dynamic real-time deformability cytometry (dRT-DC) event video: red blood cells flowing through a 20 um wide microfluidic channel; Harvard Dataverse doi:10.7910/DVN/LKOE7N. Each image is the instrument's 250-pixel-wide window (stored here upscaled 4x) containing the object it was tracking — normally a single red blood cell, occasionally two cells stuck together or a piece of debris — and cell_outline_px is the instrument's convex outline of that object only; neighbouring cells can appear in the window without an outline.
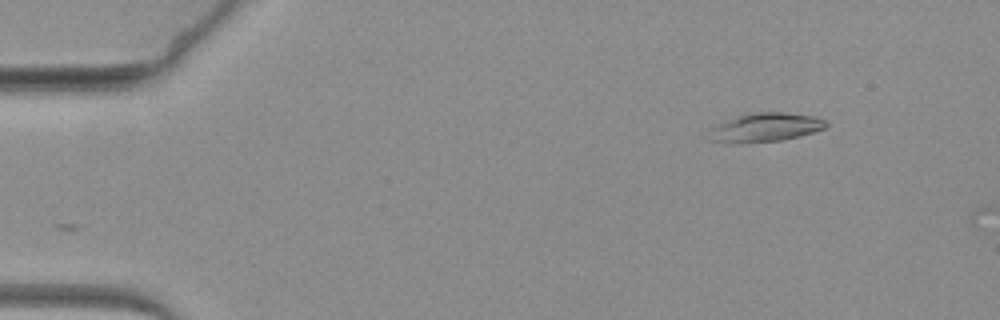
{"species": "common noctule bat (a hibernating species)", "species_latin": "Nyctalus noctula", "temperature_condition": "warm", "stored_images_in_passage": 2, "camera_frame_rate_fps": 3000, "um_per_image_px": 0.085, "animal": {"sex": "female", "body_mass_g": 19.3, "forearm_length_mm": 54.1}, "frame": {"image": 1, "passage_image": 1, "time_ms": 0.0, "image_size_px": [1000, 320], "cell_outline_px": [[828, 124], [824, 128], [800, 136], [780, 140], [736, 144], [732, 144], [712, 140], [708, 128], [712, 124], [748, 112], [784, 112], [812, 116], [828, 120]], "centroid_in_image_um": [64.98, 10.82], "position_along_channel_um": 20.0, "area_um2": 20.0}}